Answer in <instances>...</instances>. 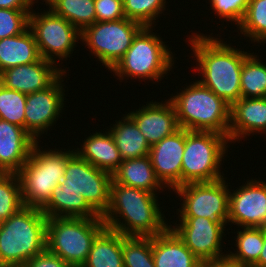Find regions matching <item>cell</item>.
<instances>
[{
	"label": "cell",
	"mask_w": 266,
	"mask_h": 267,
	"mask_svg": "<svg viewBox=\"0 0 266 267\" xmlns=\"http://www.w3.org/2000/svg\"><path fill=\"white\" fill-rule=\"evenodd\" d=\"M203 34L192 33L186 41L197 62L195 71L201 76L198 81L232 105L241 98V69L250 51L237 49L220 36L212 37L213 33Z\"/></svg>",
	"instance_id": "cell-1"
},
{
	"label": "cell",
	"mask_w": 266,
	"mask_h": 267,
	"mask_svg": "<svg viewBox=\"0 0 266 267\" xmlns=\"http://www.w3.org/2000/svg\"><path fill=\"white\" fill-rule=\"evenodd\" d=\"M156 195L112 180L109 207L102 216L106 227L124 236L153 237L163 233L169 225Z\"/></svg>",
	"instance_id": "cell-2"
},
{
	"label": "cell",
	"mask_w": 266,
	"mask_h": 267,
	"mask_svg": "<svg viewBox=\"0 0 266 267\" xmlns=\"http://www.w3.org/2000/svg\"><path fill=\"white\" fill-rule=\"evenodd\" d=\"M47 217L40 208L23 206L0 223V267H22L46 250Z\"/></svg>",
	"instance_id": "cell-3"
},
{
	"label": "cell",
	"mask_w": 266,
	"mask_h": 267,
	"mask_svg": "<svg viewBox=\"0 0 266 267\" xmlns=\"http://www.w3.org/2000/svg\"><path fill=\"white\" fill-rule=\"evenodd\" d=\"M185 86L184 90L169 98L174 105L179 127L228 136L231 105L198 80Z\"/></svg>",
	"instance_id": "cell-4"
},
{
	"label": "cell",
	"mask_w": 266,
	"mask_h": 267,
	"mask_svg": "<svg viewBox=\"0 0 266 267\" xmlns=\"http://www.w3.org/2000/svg\"><path fill=\"white\" fill-rule=\"evenodd\" d=\"M40 149L38 141L17 175L24 206L41 209L49 201L55 186L60 184L67 162L76 153L74 149Z\"/></svg>",
	"instance_id": "cell-5"
},
{
	"label": "cell",
	"mask_w": 266,
	"mask_h": 267,
	"mask_svg": "<svg viewBox=\"0 0 266 267\" xmlns=\"http://www.w3.org/2000/svg\"><path fill=\"white\" fill-rule=\"evenodd\" d=\"M165 43L160 35L153 32V27H144L110 72L121 81L137 78L158 83L165 75L168 76L176 59Z\"/></svg>",
	"instance_id": "cell-6"
},
{
	"label": "cell",
	"mask_w": 266,
	"mask_h": 267,
	"mask_svg": "<svg viewBox=\"0 0 266 267\" xmlns=\"http://www.w3.org/2000/svg\"><path fill=\"white\" fill-rule=\"evenodd\" d=\"M105 227L102 218H47L46 249L70 267H82L94 240Z\"/></svg>",
	"instance_id": "cell-7"
},
{
	"label": "cell",
	"mask_w": 266,
	"mask_h": 267,
	"mask_svg": "<svg viewBox=\"0 0 266 267\" xmlns=\"http://www.w3.org/2000/svg\"><path fill=\"white\" fill-rule=\"evenodd\" d=\"M228 136L213 131L185 129L181 186L188 183L212 182L224 178L221 164L230 147ZM229 146V147H228ZM224 159V160H222Z\"/></svg>",
	"instance_id": "cell-8"
},
{
	"label": "cell",
	"mask_w": 266,
	"mask_h": 267,
	"mask_svg": "<svg viewBox=\"0 0 266 267\" xmlns=\"http://www.w3.org/2000/svg\"><path fill=\"white\" fill-rule=\"evenodd\" d=\"M143 28V25L128 18L95 22L81 32L80 41L90 49L89 52L94 54L102 66L111 70Z\"/></svg>",
	"instance_id": "cell-9"
},
{
	"label": "cell",
	"mask_w": 266,
	"mask_h": 267,
	"mask_svg": "<svg viewBox=\"0 0 266 267\" xmlns=\"http://www.w3.org/2000/svg\"><path fill=\"white\" fill-rule=\"evenodd\" d=\"M29 28L33 32L39 53L45 60L58 64L70 58L76 43L81 40V32L65 18L52 10L37 12L32 9L29 14Z\"/></svg>",
	"instance_id": "cell-10"
},
{
	"label": "cell",
	"mask_w": 266,
	"mask_h": 267,
	"mask_svg": "<svg viewBox=\"0 0 266 267\" xmlns=\"http://www.w3.org/2000/svg\"><path fill=\"white\" fill-rule=\"evenodd\" d=\"M226 179L176 187L173 191L180 197V202L183 201L177 210L178 217H204L227 225L229 185Z\"/></svg>",
	"instance_id": "cell-11"
},
{
	"label": "cell",
	"mask_w": 266,
	"mask_h": 267,
	"mask_svg": "<svg viewBox=\"0 0 266 267\" xmlns=\"http://www.w3.org/2000/svg\"><path fill=\"white\" fill-rule=\"evenodd\" d=\"M112 175L75 154L66 165L62 190L78 191L87 204L103 216L109 207Z\"/></svg>",
	"instance_id": "cell-12"
},
{
	"label": "cell",
	"mask_w": 266,
	"mask_h": 267,
	"mask_svg": "<svg viewBox=\"0 0 266 267\" xmlns=\"http://www.w3.org/2000/svg\"><path fill=\"white\" fill-rule=\"evenodd\" d=\"M180 223L169 225L191 252L202 262H209L224 254L222 239L225 235L224 222L204 217H177ZM222 244V245H221Z\"/></svg>",
	"instance_id": "cell-13"
},
{
	"label": "cell",
	"mask_w": 266,
	"mask_h": 267,
	"mask_svg": "<svg viewBox=\"0 0 266 267\" xmlns=\"http://www.w3.org/2000/svg\"><path fill=\"white\" fill-rule=\"evenodd\" d=\"M64 72L51 86L42 91L27 94L25 105V130L38 142L40 136L55 125L61 117L66 101ZM64 76V77H63ZM61 113V114H60ZM39 138V139H38Z\"/></svg>",
	"instance_id": "cell-14"
},
{
	"label": "cell",
	"mask_w": 266,
	"mask_h": 267,
	"mask_svg": "<svg viewBox=\"0 0 266 267\" xmlns=\"http://www.w3.org/2000/svg\"><path fill=\"white\" fill-rule=\"evenodd\" d=\"M242 185L229 189L228 225L262 227L266 219V182L252 178Z\"/></svg>",
	"instance_id": "cell-15"
},
{
	"label": "cell",
	"mask_w": 266,
	"mask_h": 267,
	"mask_svg": "<svg viewBox=\"0 0 266 267\" xmlns=\"http://www.w3.org/2000/svg\"><path fill=\"white\" fill-rule=\"evenodd\" d=\"M185 149V129L151 146L149 157L157 178L170 191L181 186L182 158Z\"/></svg>",
	"instance_id": "cell-16"
},
{
	"label": "cell",
	"mask_w": 266,
	"mask_h": 267,
	"mask_svg": "<svg viewBox=\"0 0 266 267\" xmlns=\"http://www.w3.org/2000/svg\"><path fill=\"white\" fill-rule=\"evenodd\" d=\"M66 69L41 58L39 61L8 68L0 73V83L10 90L32 94L51 86Z\"/></svg>",
	"instance_id": "cell-17"
},
{
	"label": "cell",
	"mask_w": 266,
	"mask_h": 267,
	"mask_svg": "<svg viewBox=\"0 0 266 267\" xmlns=\"http://www.w3.org/2000/svg\"><path fill=\"white\" fill-rule=\"evenodd\" d=\"M128 115L134 120L149 146L160 142L180 127L176 111L170 99L162 102L150 101Z\"/></svg>",
	"instance_id": "cell-18"
},
{
	"label": "cell",
	"mask_w": 266,
	"mask_h": 267,
	"mask_svg": "<svg viewBox=\"0 0 266 267\" xmlns=\"http://www.w3.org/2000/svg\"><path fill=\"white\" fill-rule=\"evenodd\" d=\"M257 133L266 134V97L240 98L230 109V144Z\"/></svg>",
	"instance_id": "cell-19"
},
{
	"label": "cell",
	"mask_w": 266,
	"mask_h": 267,
	"mask_svg": "<svg viewBox=\"0 0 266 267\" xmlns=\"http://www.w3.org/2000/svg\"><path fill=\"white\" fill-rule=\"evenodd\" d=\"M36 142L24 128L0 119V173H18Z\"/></svg>",
	"instance_id": "cell-20"
},
{
	"label": "cell",
	"mask_w": 266,
	"mask_h": 267,
	"mask_svg": "<svg viewBox=\"0 0 266 267\" xmlns=\"http://www.w3.org/2000/svg\"><path fill=\"white\" fill-rule=\"evenodd\" d=\"M152 254L155 267H199L202 263L170 227L152 237Z\"/></svg>",
	"instance_id": "cell-21"
},
{
	"label": "cell",
	"mask_w": 266,
	"mask_h": 267,
	"mask_svg": "<svg viewBox=\"0 0 266 267\" xmlns=\"http://www.w3.org/2000/svg\"><path fill=\"white\" fill-rule=\"evenodd\" d=\"M85 139L80 148H74L75 153L96 168L112 175L123 159L109 130L106 129L105 133L102 130L92 133Z\"/></svg>",
	"instance_id": "cell-22"
},
{
	"label": "cell",
	"mask_w": 266,
	"mask_h": 267,
	"mask_svg": "<svg viewBox=\"0 0 266 267\" xmlns=\"http://www.w3.org/2000/svg\"><path fill=\"white\" fill-rule=\"evenodd\" d=\"M112 180L124 186L158 194L166 187L157 178L149 155L123 160L112 174ZM158 190V193H156ZM161 190V191H160Z\"/></svg>",
	"instance_id": "cell-23"
},
{
	"label": "cell",
	"mask_w": 266,
	"mask_h": 267,
	"mask_svg": "<svg viewBox=\"0 0 266 267\" xmlns=\"http://www.w3.org/2000/svg\"><path fill=\"white\" fill-rule=\"evenodd\" d=\"M33 32L28 27L19 35L0 39V73L8 68L41 59Z\"/></svg>",
	"instance_id": "cell-24"
},
{
	"label": "cell",
	"mask_w": 266,
	"mask_h": 267,
	"mask_svg": "<svg viewBox=\"0 0 266 267\" xmlns=\"http://www.w3.org/2000/svg\"><path fill=\"white\" fill-rule=\"evenodd\" d=\"M41 211L47 218H102L87 204L80 192L62 190L61 183L52 190L49 201L41 208Z\"/></svg>",
	"instance_id": "cell-25"
},
{
	"label": "cell",
	"mask_w": 266,
	"mask_h": 267,
	"mask_svg": "<svg viewBox=\"0 0 266 267\" xmlns=\"http://www.w3.org/2000/svg\"><path fill=\"white\" fill-rule=\"evenodd\" d=\"M109 129L123 160L149 155L150 146L134 120L126 113Z\"/></svg>",
	"instance_id": "cell-26"
},
{
	"label": "cell",
	"mask_w": 266,
	"mask_h": 267,
	"mask_svg": "<svg viewBox=\"0 0 266 267\" xmlns=\"http://www.w3.org/2000/svg\"><path fill=\"white\" fill-rule=\"evenodd\" d=\"M82 267H124L122 234L105 227L94 240Z\"/></svg>",
	"instance_id": "cell-27"
},
{
	"label": "cell",
	"mask_w": 266,
	"mask_h": 267,
	"mask_svg": "<svg viewBox=\"0 0 266 267\" xmlns=\"http://www.w3.org/2000/svg\"><path fill=\"white\" fill-rule=\"evenodd\" d=\"M240 82L241 98L266 97V63L254 52L244 59Z\"/></svg>",
	"instance_id": "cell-28"
},
{
	"label": "cell",
	"mask_w": 266,
	"mask_h": 267,
	"mask_svg": "<svg viewBox=\"0 0 266 267\" xmlns=\"http://www.w3.org/2000/svg\"><path fill=\"white\" fill-rule=\"evenodd\" d=\"M238 229L234 239L237 251L227 254L234 260L253 266L258 260L263 249L264 229L262 227H242ZM240 230V231H239Z\"/></svg>",
	"instance_id": "cell-29"
},
{
	"label": "cell",
	"mask_w": 266,
	"mask_h": 267,
	"mask_svg": "<svg viewBox=\"0 0 266 267\" xmlns=\"http://www.w3.org/2000/svg\"><path fill=\"white\" fill-rule=\"evenodd\" d=\"M51 10L80 32L96 22L94 0H60Z\"/></svg>",
	"instance_id": "cell-30"
},
{
	"label": "cell",
	"mask_w": 266,
	"mask_h": 267,
	"mask_svg": "<svg viewBox=\"0 0 266 267\" xmlns=\"http://www.w3.org/2000/svg\"><path fill=\"white\" fill-rule=\"evenodd\" d=\"M237 29L253 43H266V0H249L245 16Z\"/></svg>",
	"instance_id": "cell-31"
},
{
	"label": "cell",
	"mask_w": 266,
	"mask_h": 267,
	"mask_svg": "<svg viewBox=\"0 0 266 267\" xmlns=\"http://www.w3.org/2000/svg\"><path fill=\"white\" fill-rule=\"evenodd\" d=\"M124 267L155 266L152 254V237L122 235Z\"/></svg>",
	"instance_id": "cell-32"
},
{
	"label": "cell",
	"mask_w": 266,
	"mask_h": 267,
	"mask_svg": "<svg viewBox=\"0 0 266 267\" xmlns=\"http://www.w3.org/2000/svg\"><path fill=\"white\" fill-rule=\"evenodd\" d=\"M24 206L17 173H0V223Z\"/></svg>",
	"instance_id": "cell-33"
},
{
	"label": "cell",
	"mask_w": 266,
	"mask_h": 267,
	"mask_svg": "<svg viewBox=\"0 0 266 267\" xmlns=\"http://www.w3.org/2000/svg\"><path fill=\"white\" fill-rule=\"evenodd\" d=\"M166 2V0H123V8L129 20L136 21L144 27H155V20L166 10Z\"/></svg>",
	"instance_id": "cell-34"
},
{
	"label": "cell",
	"mask_w": 266,
	"mask_h": 267,
	"mask_svg": "<svg viewBox=\"0 0 266 267\" xmlns=\"http://www.w3.org/2000/svg\"><path fill=\"white\" fill-rule=\"evenodd\" d=\"M26 97V94L10 90L0 83V119L25 129Z\"/></svg>",
	"instance_id": "cell-35"
},
{
	"label": "cell",
	"mask_w": 266,
	"mask_h": 267,
	"mask_svg": "<svg viewBox=\"0 0 266 267\" xmlns=\"http://www.w3.org/2000/svg\"><path fill=\"white\" fill-rule=\"evenodd\" d=\"M31 9L0 8V39L19 35L29 27Z\"/></svg>",
	"instance_id": "cell-36"
},
{
	"label": "cell",
	"mask_w": 266,
	"mask_h": 267,
	"mask_svg": "<svg viewBox=\"0 0 266 267\" xmlns=\"http://www.w3.org/2000/svg\"><path fill=\"white\" fill-rule=\"evenodd\" d=\"M211 9L219 17V20L233 22L237 27L241 24L247 10L249 0H209Z\"/></svg>",
	"instance_id": "cell-37"
},
{
	"label": "cell",
	"mask_w": 266,
	"mask_h": 267,
	"mask_svg": "<svg viewBox=\"0 0 266 267\" xmlns=\"http://www.w3.org/2000/svg\"><path fill=\"white\" fill-rule=\"evenodd\" d=\"M96 22L117 21L126 18L123 0H94Z\"/></svg>",
	"instance_id": "cell-38"
},
{
	"label": "cell",
	"mask_w": 266,
	"mask_h": 267,
	"mask_svg": "<svg viewBox=\"0 0 266 267\" xmlns=\"http://www.w3.org/2000/svg\"><path fill=\"white\" fill-rule=\"evenodd\" d=\"M22 267H70L59 256L49 252L47 249L39 255L30 259Z\"/></svg>",
	"instance_id": "cell-39"
},
{
	"label": "cell",
	"mask_w": 266,
	"mask_h": 267,
	"mask_svg": "<svg viewBox=\"0 0 266 267\" xmlns=\"http://www.w3.org/2000/svg\"><path fill=\"white\" fill-rule=\"evenodd\" d=\"M199 267H251L232 259L228 254L209 262H202Z\"/></svg>",
	"instance_id": "cell-40"
},
{
	"label": "cell",
	"mask_w": 266,
	"mask_h": 267,
	"mask_svg": "<svg viewBox=\"0 0 266 267\" xmlns=\"http://www.w3.org/2000/svg\"><path fill=\"white\" fill-rule=\"evenodd\" d=\"M35 0H0V8L5 9H33Z\"/></svg>",
	"instance_id": "cell-41"
},
{
	"label": "cell",
	"mask_w": 266,
	"mask_h": 267,
	"mask_svg": "<svg viewBox=\"0 0 266 267\" xmlns=\"http://www.w3.org/2000/svg\"><path fill=\"white\" fill-rule=\"evenodd\" d=\"M253 267H266V231L265 230H264L263 249L260 253L259 260L253 265Z\"/></svg>",
	"instance_id": "cell-42"
},
{
	"label": "cell",
	"mask_w": 266,
	"mask_h": 267,
	"mask_svg": "<svg viewBox=\"0 0 266 267\" xmlns=\"http://www.w3.org/2000/svg\"><path fill=\"white\" fill-rule=\"evenodd\" d=\"M60 0H43L42 2L46 4V6H48L49 10H51Z\"/></svg>",
	"instance_id": "cell-43"
},
{
	"label": "cell",
	"mask_w": 266,
	"mask_h": 267,
	"mask_svg": "<svg viewBox=\"0 0 266 267\" xmlns=\"http://www.w3.org/2000/svg\"><path fill=\"white\" fill-rule=\"evenodd\" d=\"M262 228L266 231V219L264 221V224H263Z\"/></svg>",
	"instance_id": "cell-44"
}]
</instances>
